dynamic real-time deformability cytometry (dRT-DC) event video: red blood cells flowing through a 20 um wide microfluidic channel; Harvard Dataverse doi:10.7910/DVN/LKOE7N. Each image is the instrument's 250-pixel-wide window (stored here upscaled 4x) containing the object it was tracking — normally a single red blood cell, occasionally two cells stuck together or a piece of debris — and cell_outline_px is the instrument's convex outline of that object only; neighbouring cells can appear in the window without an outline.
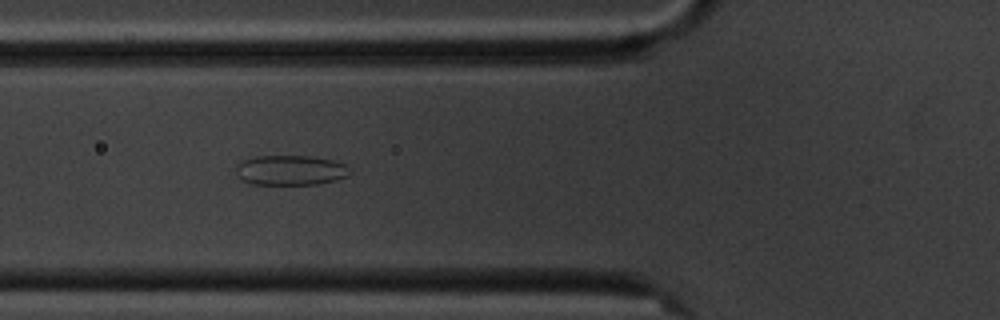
{"species": "common noctule bat (a hibernating species)", "species_latin": "Nyctalus noctula", "temperature_condition": "cold", "stored_images_in_passage": 12, "camera_frame_rate_fps": 3000, "um_per_image_px": 0.085, "animal": {"sex": "male", "body_mass_g": 20.1, "forearm_length_mm": 53.5}, "frame": {"image": 1, "passage_image": 6, "time_ms": 6.333, "image_size_px": [1000, 320], "cell_outline_px": [[352, 172], [348, 176], [336, 180], [320, 184], [248, 184], [240, 180], [236, 176], [236, 164], [244, 160], [256, 156], [308, 156], [332, 160], [344, 164]], "centroid_in_image_um": [24.66, 14.48], "position_along_channel_um": 101.1, "area_um2": 20.06}}
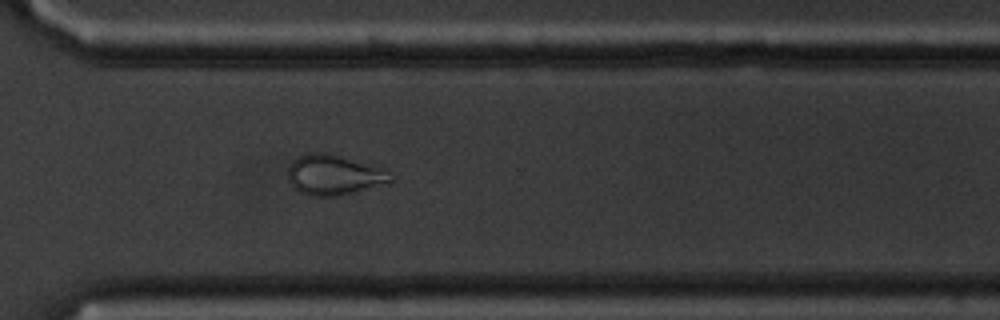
{"frame": {"image": 2, "passage_image": 12, "time_ms": 13.333, "image_size_px": [1000, 320], "cell_outline_px": [[396, 180], [388, 184], [340, 196], [312, 196], [300, 192], [288, 180], [288, 168], [292, 160], [296, 156], [308, 152], [328, 152], [384, 168]], "centroid_in_image_um": [28.42, 14.86], "position_along_channel_um": 342.2, "area_um2": 24.57}}